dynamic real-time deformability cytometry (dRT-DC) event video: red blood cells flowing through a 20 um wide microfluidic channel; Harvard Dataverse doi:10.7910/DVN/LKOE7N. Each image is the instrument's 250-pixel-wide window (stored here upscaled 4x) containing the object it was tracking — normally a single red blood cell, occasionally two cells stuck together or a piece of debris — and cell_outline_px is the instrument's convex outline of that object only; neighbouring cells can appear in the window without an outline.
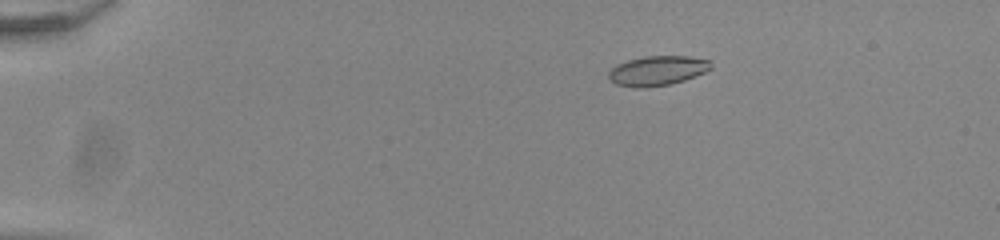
{"species": "common noctule bat (a hibernating species)", "species_latin": "Nyctalus noctula", "temperature_condition": "room temperature", "stored_images_in_passage": 45, "camera_frame_rate_fps": 3000, "um_per_image_px": 0.085, "animal": {"sex": "male", "body_mass_g": 20.0, "forearm_length_mm": 53.3}, "frame": {"image": 1, "passage_image": 1, "time_ms": 0.0, "image_size_px": [1000, 240], "cell_outline_px": [[712, 68], [704, 72], [684, 80], [668, 84], [644, 88], [636, 88], [616, 84], [608, 76], [608, 72], [616, 64], [628, 60], [644, 56], [688, 56], [708, 60], [712, 64]], "centroid_in_image_um": [55.86, 6.0], "position_along_channel_um": 29.1, "area_um2": 17.57}}
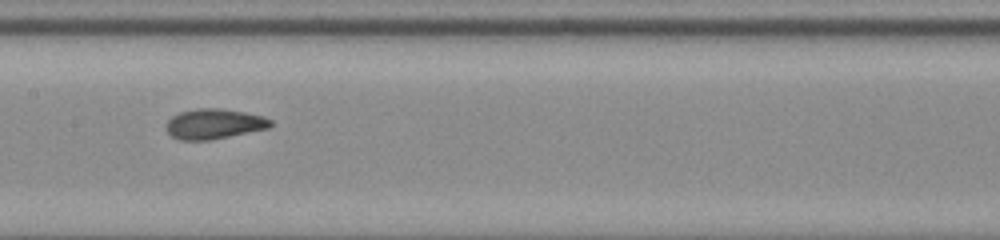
{"frame": {"image": 2, "passage_image": 20, "time_ms": 6.333, "image_size_px": [1000, 240], "cell_outline_px": [[272, 124], [268, 128], [208, 140], [180, 140], [172, 136], [168, 132], [168, 120], [172, 116], [180, 112], [196, 108], [220, 108], [244, 112], [264, 116], [272, 120]], "centroid_in_image_um": [18.21, 10.52], "position_along_channel_um": 189.2, "area_um2": 18.09}}
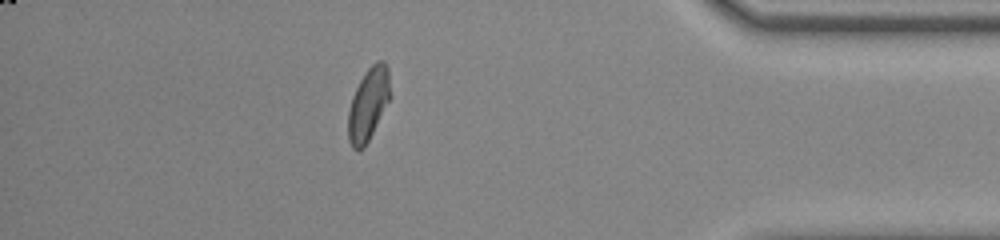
{"frame": {"image": 3, "passage_image": 39, "time_ms": 12.667, "image_size_px": [1000, 240], "cell_outline_px": [[392, 96], [364, 148], [360, 152], [356, 152], [352, 148], [348, 140], [348, 112], [352, 96], [360, 80], [368, 68], [376, 60], [384, 60], [388, 68]], "centroid_in_image_um": [31.32, 8.86], "position_along_channel_um": 403.9, "area_um2": 18.15}, "authors_computed_cell_mechanics": {"area_um2": 17.8602, "velocity_mm_per_s": 3.8934, "shape_relaxation_time_tau1_ms": 4.5529, "shape_relaxation_time_tau2_ms": 1.035, "deformation_change_tau1": 0.1205, "deformation_change_tau2": 0.0637}}